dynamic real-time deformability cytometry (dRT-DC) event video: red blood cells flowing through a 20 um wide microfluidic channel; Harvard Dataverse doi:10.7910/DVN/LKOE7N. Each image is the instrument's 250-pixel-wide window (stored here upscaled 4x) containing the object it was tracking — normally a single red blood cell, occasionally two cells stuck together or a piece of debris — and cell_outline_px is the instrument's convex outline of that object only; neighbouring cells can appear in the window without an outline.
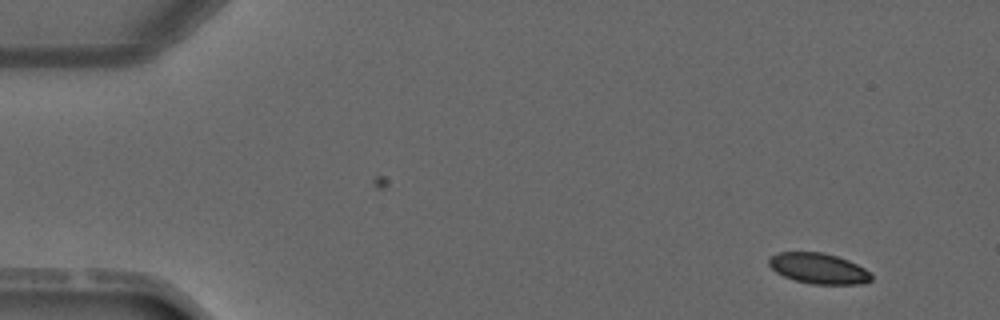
{"species": "common noctule bat (a hibernating species)", "species_latin": "Nyctalus noctula", "temperature_condition": "warm", "stored_images_in_passage": 3, "camera_frame_rate_fps": 3000, "um_per_image_px": 0.085, "animal": {"sex": "male", "forearm_length_mm": 52.5}, "frame": {"image": 1, "passage_image": 1, "time_ms": 0.0, "image_size_px": [1000, 320], "cell_outline_px": [[872, 280], [860, 284], [812, 284], [796, 280], [784, 276], [776, 272], [768, 264], [768, 260], [772, 256], [780, 252], [820, 252], [836, 256], [848, 260], [864, 268], [872, 276]], "centroid_in_image_um": [69.57, 22.82], "position_along_channel_um": 15.4, "area_um2": 18.03}}